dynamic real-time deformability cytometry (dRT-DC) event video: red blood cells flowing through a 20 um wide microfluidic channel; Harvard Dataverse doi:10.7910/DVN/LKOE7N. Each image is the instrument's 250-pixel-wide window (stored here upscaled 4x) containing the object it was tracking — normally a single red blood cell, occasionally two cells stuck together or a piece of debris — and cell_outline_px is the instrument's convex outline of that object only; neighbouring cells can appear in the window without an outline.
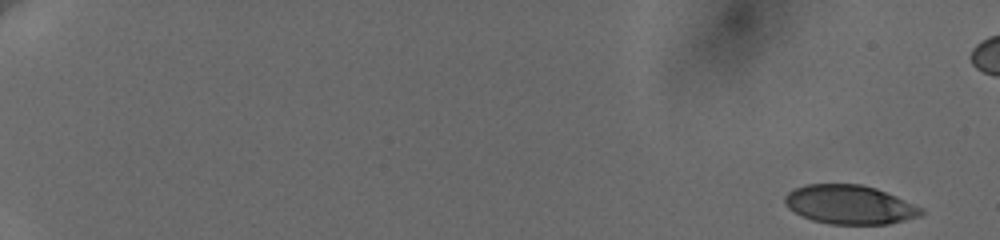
{"species": "human", "species_latin": "Homo sapiens", "temperature_condition": "cold", "stored_images_in_passage": 57, "camera_frame_rate_fps": 3000, "um_per_image_px": 0.085, "donor": {"sex": "female"}, "frame": {"image": 1, "passage_image": 1, "time_ms": 0.0, "image_size_px": [1000, 240], "cell_outline_px": [[924, 212], [920, 216], [888, 224], [828, 224], [812, 220], [788, 208], [784, 204], [784, 196], [788, 192], [804, 184], [860, 184], [876, 188], [896, 196], [924, 208]], "centroid_in_image_um": [72.22, 17.39], "position_along_channel_um": 12.8, "area_um2": 30.98}}
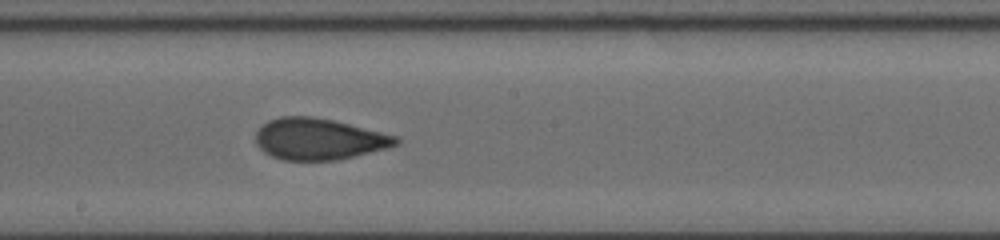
{"frame": {"image": 2, "passage_image": 35, "time_ms": 11.333, "image_size_px": [1000, 240], "cell_outline_px": [[400, 144], [336, 160], [284, 160], [272, 156], [264, 152], [256, 144], [256, 132], [268, 120], [280, 116], [312, 116], [332, 120], [396, 136], [400, 140]], "centroid_in_image_um": [27.05, 11.81], "position_along_channel_um": 221.1, "area_um2": 33.35}}
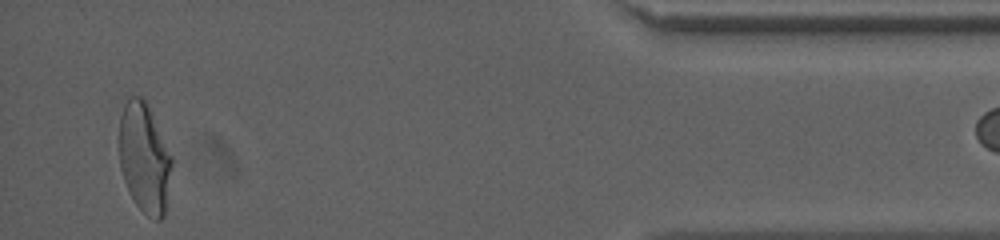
{"frame": {"image": 3, "passage_image": 56, "time_ms": 18.333, "image_size_px": [1000, 240], "cell_outline_px": [[172, 164], [164, 216], [160, 220], [156, 220], [148, 216], [136, 204], [124, 180], [120, 168], [120, 116], [124, 104], [132, 96], [140, 96], [148, 104], [172, 156]], "centroid_in_image_um": [12.28, 13.42], "position_along_channel_um": 422.9, "area_um2": 33.29}}